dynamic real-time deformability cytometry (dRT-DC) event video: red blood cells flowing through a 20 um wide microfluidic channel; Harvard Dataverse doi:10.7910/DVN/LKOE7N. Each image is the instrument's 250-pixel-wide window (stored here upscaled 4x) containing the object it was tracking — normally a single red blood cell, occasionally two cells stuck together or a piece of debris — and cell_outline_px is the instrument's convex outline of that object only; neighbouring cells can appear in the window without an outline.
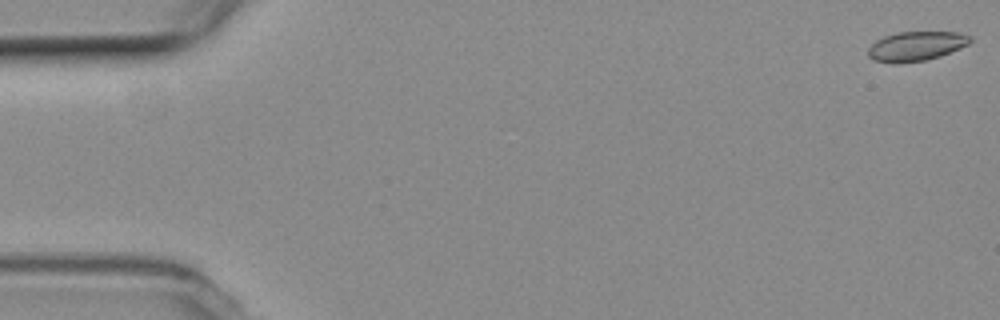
{"species": "common noctule bat (a hibernating species)", "species_latin": "Nyctalus noctula", "temperature_condition": "room temperature", "stored_images_in_passage": 6, "camera_frame_rate_fps": 3000, "um_per_image_px": 0.085, "animal": {"sex": "female", "body_mass_g": 19.3, "forearm_length_mm": 54.1}, "frame": {"image": 1, "passage_image": 1, "time_ms": 0.0, "image_size_px": [1000, 320], "cell_outline_px": [[972, 40], [968, 44], [960, 48], [940, 56], [928, 60], [872, 60], [868, 56], [868, 48], [876, 40], [884, 36], [896, 32], [960, 32], [972, 36]], "centroid_in_image_um": [77.93, 3.87], "position_along_channel_um": 7.1, "area_um2": 16.94}}